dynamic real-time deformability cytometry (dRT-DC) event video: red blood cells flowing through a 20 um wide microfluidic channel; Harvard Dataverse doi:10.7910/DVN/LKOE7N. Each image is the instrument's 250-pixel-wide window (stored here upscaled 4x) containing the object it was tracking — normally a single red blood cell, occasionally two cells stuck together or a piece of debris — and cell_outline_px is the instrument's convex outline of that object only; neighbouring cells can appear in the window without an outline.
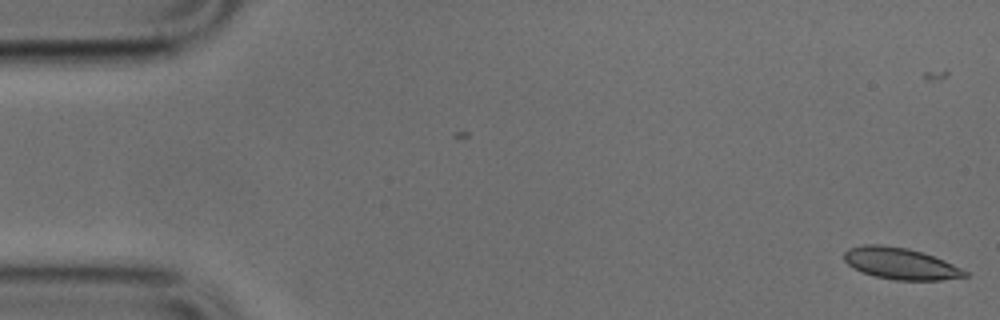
{"species": "common noctule bat (a hibernating species)", "species_latin": "Nyctalus noctula", "temperature_condition": "cold", "stored_images_in_passage": 52, "camera_frame_rate_fps": 3000, "um_per_image_px": 0.085, "animal": {"sex": "male", "body_mass_g": 17.9, "forearm_length_mm": 54.2}, "frame": {"image": 1, "passage_image": 2, "time_ms": 0.333, "image_size_px": [1000, 320], "cell_outline_px": [[968, 276], [940, 280], [896, 280], [876, 276], [864, 272], [848, 264], [844, 260], [844, 252], [848, 248], [864, 244], [880, 244], [908, 248], [924, 252], [944, 260], [968, 272]], "centroid_in_image_um": [76.54, 22.38], "position_along_channel_um": 8.5, "area_um2": 22.08}}
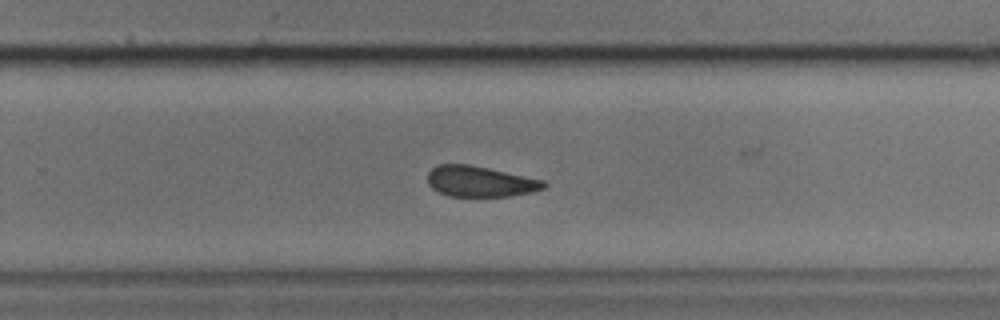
{"frame": {"image": 2, "passage_image": 33, "time_ms": 10.667, "image_size_px": [1000, 320], "cell_outline_px": [[548, 184], [544, 188], [532, 192], [508, 196], [448, 196], [432, 188], [428, 184], [428, 172], [436, 164], [468, 164], [488, 168], [544, 180]], "centroid_in_image_um": [40.8, 15.42], "position_along_channel_um": 289.0, "area_um2": 20.75}}
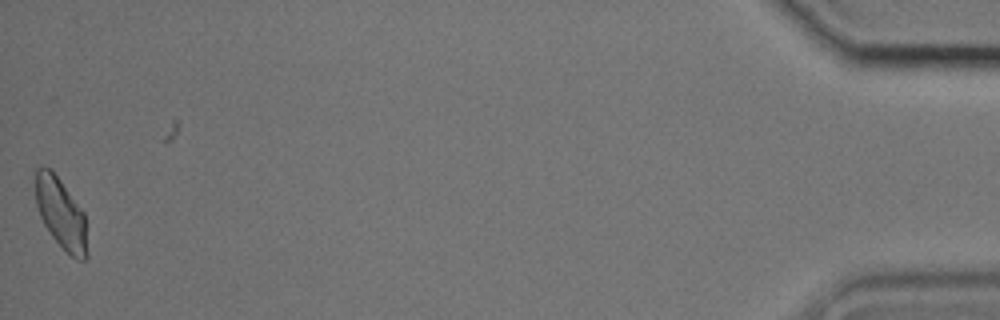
{"frame": {"image": 3, "passage_image": 51, "time_ms": 16.667, "image_size_px": [1000, 320], "cell_outline_px": [[88, 256], [84, 260], [80, 260], [72, 256], [52, 236], [44, 224], [40, 216], [36, 204], [36, 168], [48, 168], [60, 180], [84, 212], [88, 252]], "centroid_in_image_um": [5.2, 18.17], "position_along_channel_um": 430.0, "area_um2": 20.81}}